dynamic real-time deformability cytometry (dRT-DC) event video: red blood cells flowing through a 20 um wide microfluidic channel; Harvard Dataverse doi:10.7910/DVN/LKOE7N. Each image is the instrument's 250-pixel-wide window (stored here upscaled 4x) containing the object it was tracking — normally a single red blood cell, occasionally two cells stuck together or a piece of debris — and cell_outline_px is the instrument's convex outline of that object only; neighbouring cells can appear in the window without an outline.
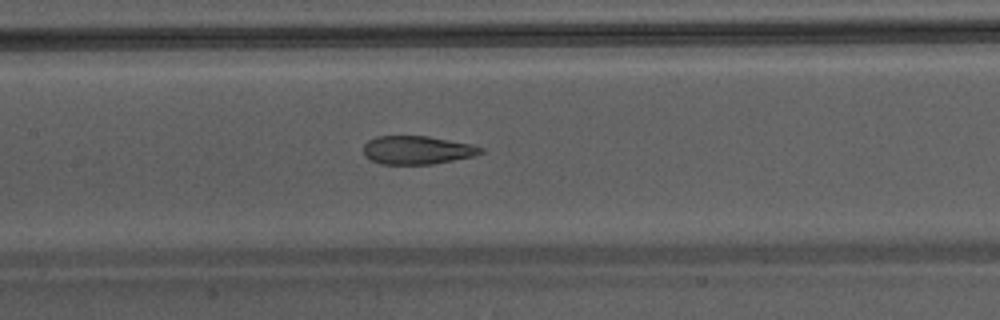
{"species": "Egyptian fruit bat (a non-hibernating species)", "species_latin": "Rousettus aegyptiacus", "temperature_condition": "warm", "stored_images_in_passage": 33, "camera_frame_rate_fps": 3000, "um_per_image_px": 0.085, "animal": {"sex": "male"}, "frame": {"image": 1, "passage_image": 19, "time_ms": 6.0, "image_size_px": [1000, 320], "cell_outline_px": [[484, 152], [476, 156], [432, 164], [380, 164], [364, 156], [364, 144], [368, 140], [376, 136], [428, 136], [472, 144], [484, 148]], "centroid_in_image_um": [35.48, 12.75], "position_along_channel_um": 171.9, "area_um2": 19.54}}
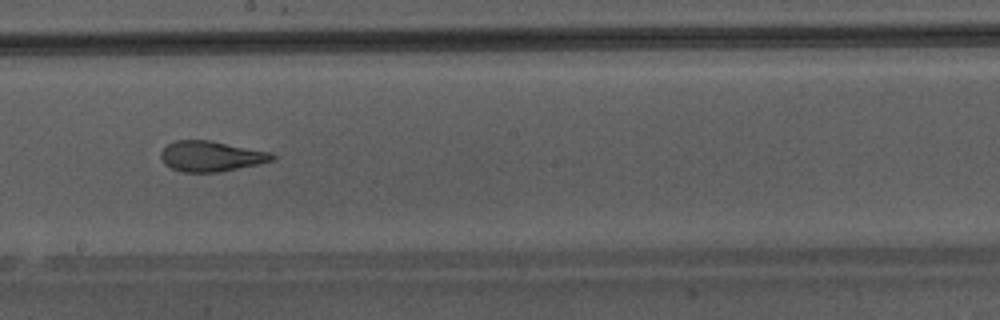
{"frame": {"image": 2, "passage_image": 23, "time_ms": 7.333, "image_size_px": [1000, 320], "cell_outline_px": [[276, 160], [260, 164], [220, 172], [180, 172], [164, 164], [160, 156], [160, 152], [168, 144], [176, 140], [212, 140], [272, 152], [276, 156]], "centroid_in_image_um": [17.98, 13.28], "position_along_channel_um": 230.2, "area_um2": 20.11}}